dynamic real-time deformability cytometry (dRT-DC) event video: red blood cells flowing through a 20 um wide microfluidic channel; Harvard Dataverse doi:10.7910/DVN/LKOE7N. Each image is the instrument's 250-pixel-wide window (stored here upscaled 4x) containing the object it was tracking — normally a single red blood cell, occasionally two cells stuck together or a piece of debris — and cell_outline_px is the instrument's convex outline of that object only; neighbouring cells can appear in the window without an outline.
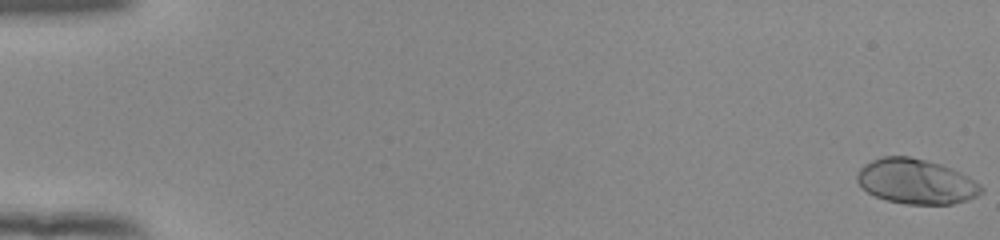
{"species": "human", "species_latin": "Homo sapiens", "temperature_condition": "room temperature", "stored_images_in_passage": 54, "camera_frame_rate_fps": 3000, "um_per_image_px": 0.085, "donor": {"sex": "female"}, "frame": {"image": 1, "passage_image": 1, "time_ms": 0.0, "image_size_px": [1000, 240], "cell_outline_px": [[984, 192], [968, 200], [952, 204], [904, 204], [888, 200], [876, 196], [868, 192], [856, 180], [856, 172], [864, 164], [880, 156], [908, 156], [940, 164], [952, 168], [968, 176], [980, 184], [984, 188]], "centroid_in_image_um": [77.87, 15.42], "position_along_channel_um": 7.1, "area_um2": 32.6}}
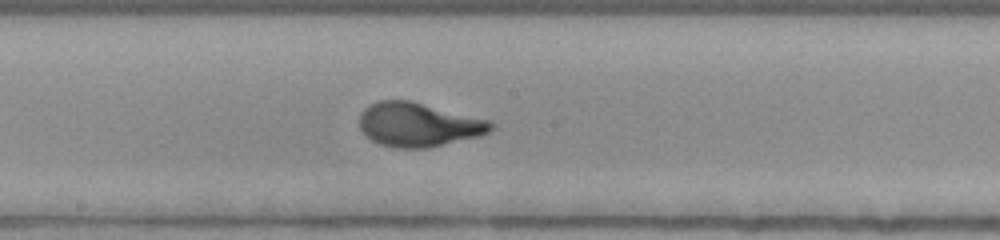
{"frame": {"image": 2, "passage_image": 31, "time_ms": 10.0, "image_size_px": [1000, 240], "cell_outline_px": [[496, 128], [480, 136], [428, 148], [396, 148], [380, 144], [372, 140], [360, 128], [360, 112], [368, 104], [376, 100], [408, 100], [492, 120], [496, 124]], "centroid_in_image_um": [35.6, 10.59], "position_along_channel_um": 212.6, "area_um2": 33.99}}
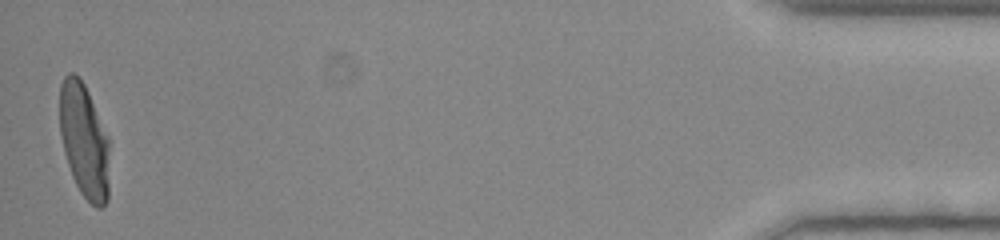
{"frame": {"image": 3, "passage_image": 54, "time_ms": 17.667, "image_size_px": [1000, 240], "cell_outline_px": [[108, 200], [100, 208], [96, 208], [80, 192], [72, 176], [64, 152], [60, 132], [60, 84], [64, 76], [68, 72], [72, 72], [84, 84], [88, 92], [108, 136]], "centroid_in_image_um": [7.14, 11.95], "position_along_channel_um": 428.1, "area_um2": 32.83}, "authors_computed_cell_mechanics": {"area_um2": 32.368, "velocity_mm_per_s": 3.8985, "shape_relaxation_time_tau1_ms": 3.4955, "shape_relaxation_time_tau2_ms": null, "deformation_change_tau1": 0.214, "deformation_change_tau2": null}}